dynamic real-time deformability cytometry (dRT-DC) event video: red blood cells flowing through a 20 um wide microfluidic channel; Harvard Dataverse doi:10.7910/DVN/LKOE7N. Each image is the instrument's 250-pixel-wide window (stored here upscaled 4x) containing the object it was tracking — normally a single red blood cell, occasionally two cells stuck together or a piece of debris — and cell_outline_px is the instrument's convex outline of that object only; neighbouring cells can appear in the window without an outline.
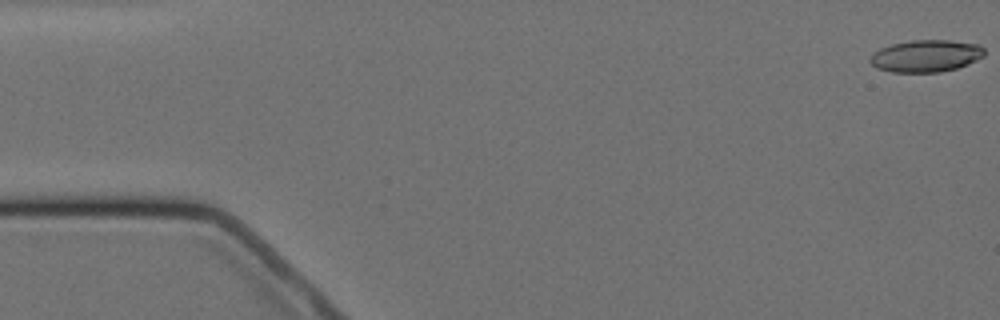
{"species": "Egyptian fruit bat (a non-hibernating species)", "species_latin": "Rousettus aegyptiacus", "temperature_condition": "cold", "stored_images_in_passage": 6, "camera_frame_rate_fps": 3000, "um_per_image_px": 0.085, "animal": {"sex": "female"}, "frame": {"image": 1, "passage_image": 1, "time_ms": 0.0, "image_size_px": [1000, 320], "cell_outline_px": [[984, 56], [968, 64], [956, 68], [940, 72], [892, 72], [876, 68], [868, 60], [872, 52], [880, 48], [892, 44], [912, 40], [948, 40], [980, 44], [984, 48]], "centroid_in_image_um": [78.69, 4.75], "position_along_channel_um": 6.3, "area_um2": 21.5}}
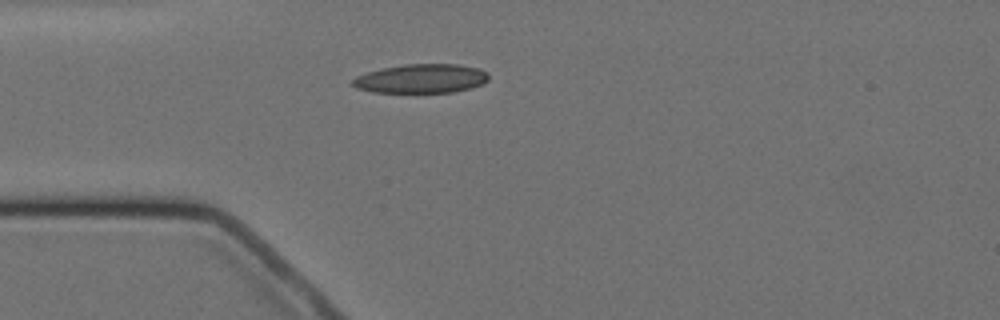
{"frame": {"image": 2, "passage_image": 5, "time_ms": 4.667, "image_size_px": [1000, 320], "cell_outline_px": [[488, 80], [480, 84], [468, 88], [452, 92], [372, 92], [356, 88], [352, 84], [352, 80], [356, 76], [380, 68], [404, 64], [460, 64], [480, 68], [488, 72]], "centroid_in_image_um": [35.79, 6.67], "position_along_channel_um": 49.2, "area_um2": 23.0}}